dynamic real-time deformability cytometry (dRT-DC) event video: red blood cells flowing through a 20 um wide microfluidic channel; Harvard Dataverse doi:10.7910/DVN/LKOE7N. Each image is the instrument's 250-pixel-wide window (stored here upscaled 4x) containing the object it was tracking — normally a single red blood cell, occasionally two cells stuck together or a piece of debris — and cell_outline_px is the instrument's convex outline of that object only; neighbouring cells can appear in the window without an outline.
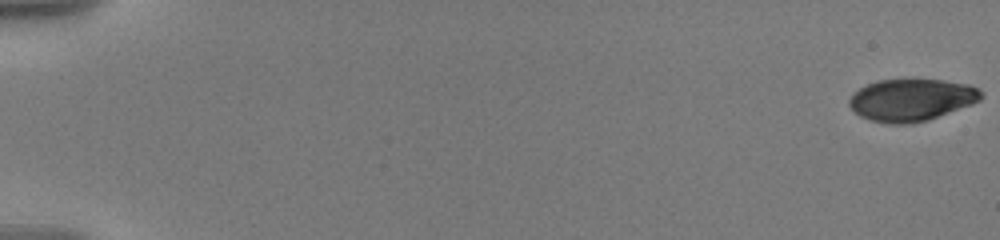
{"species": "human", "species_latin": "Homo sapiens", "temperature_condition": "warm", "stored_images_in_passage": 52, "camera_frame_rate_fps": 3000, "um_per_image_px": 0.085, "donor": {"sex": "male"}, "frame": {"image": 1, "passage_image": 1, "time_ms": 0.0, "image_size_px": [1000, 240], "cell_outline_px": [[984, 96], [980, 100], [972, 104], [928, 120], [912, 124], [888, 124], [872, 120], [860, 116], [848, 104], [848, 100], [852, 92], [868, 84], [880, 80], [912, 76], [944, 80], [968, 84], [980, 88]], "centroid_in_image_um": [77.49, 8.45], "position_along_channel_um": 7.5, "area_um2": 33.35}}
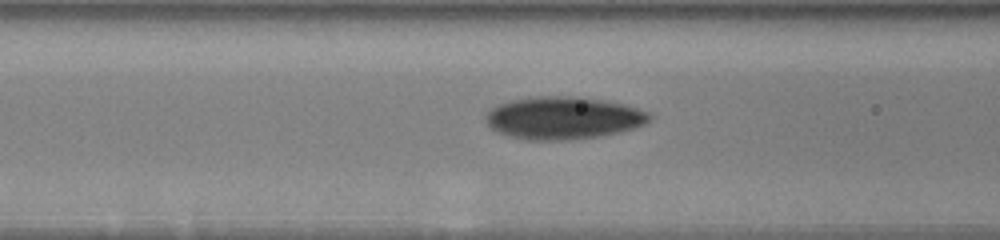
{"frame": {"image": 2, "passage_image": 30, "time_ms": 8.333, "image_size_px": [1000, 240], "cell_outline_px": [[652, 116], [644, 124], [636, 128], [620, 132], [596, 136], [568, 140], [528, 140], [512, 136], [500, 132], [492, 128], [488, 124], [484, 116], [496, 104], [512, 100], [540, 96], [580, 96], [604, 100], [624, 104], [648, 112]], "centroid_in_image_um": [47.89, 10.01], "position_along_channel_um": 118.7, "area_um2": 40.4}}
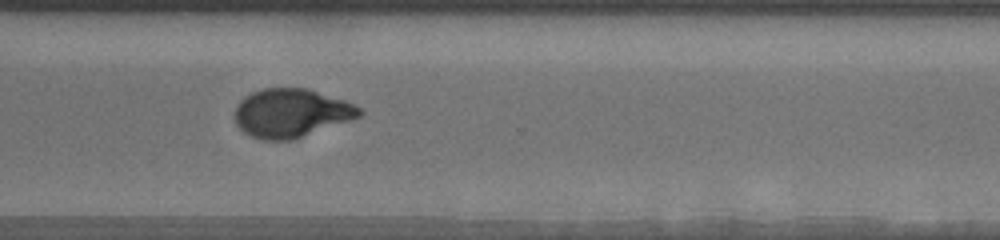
{"frame": {"image": 3, "passage_image": 51, "time_ms": 14.667, "image_size_px": [1000, 240], "cell_outline_px": [[364, 112], [360, 116], [292, 140], [264, 140], [252, 136], [244, 132], [236, 124], [236, 108], [240, 100], [244, 96], [252, 92], [264, 88], [304, 88], [344, 100], [360, 108]], "centroid_in_image_um": [24.72, 9.61], "position_along_channel_um": 345.9, "area_um2": 34.74}}